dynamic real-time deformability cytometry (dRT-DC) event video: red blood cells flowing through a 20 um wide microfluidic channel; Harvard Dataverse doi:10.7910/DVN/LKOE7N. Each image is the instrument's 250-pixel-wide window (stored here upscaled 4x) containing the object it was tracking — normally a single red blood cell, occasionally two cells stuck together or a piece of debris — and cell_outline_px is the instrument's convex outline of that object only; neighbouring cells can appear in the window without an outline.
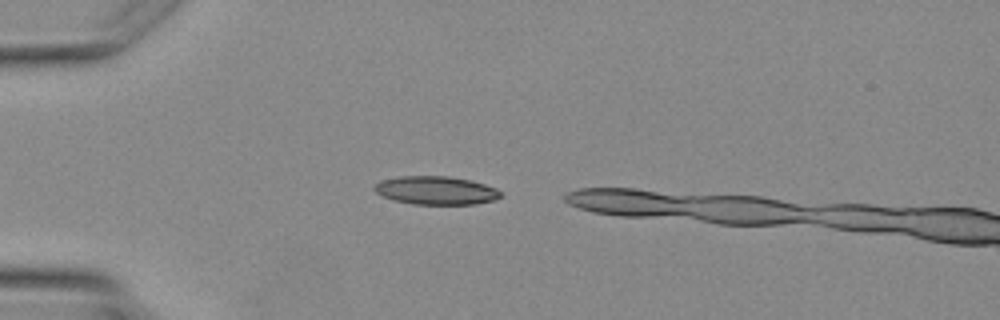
{"species": "Egyptian fruit bat (a non-hibernating species)", "species_latin": "Rousettus aegyptiacus", "temperature_condition": "warm", "stored_images_in_passage": 2, "camera_frame_rate_fps": 3000, "um_per_image_px": 0.085, "animal": {"sex": "female"}, "frame": {"image": 1, "passage_image": 1, "time_ms": 0.0, "image_size_px": [1000, 320], "cell_outline_px": [[504, 192], [496, 200], [476, 204], [412, 204], [392, 200], [376, 192], [372, 188], [380, 180], [400, 176], [448, 176], [472, 180], [496, 188]], "centroid_in_image_um": [37.08, 16.18], "position_along_channel_um": 47.9, "area_um2": 21.04}}